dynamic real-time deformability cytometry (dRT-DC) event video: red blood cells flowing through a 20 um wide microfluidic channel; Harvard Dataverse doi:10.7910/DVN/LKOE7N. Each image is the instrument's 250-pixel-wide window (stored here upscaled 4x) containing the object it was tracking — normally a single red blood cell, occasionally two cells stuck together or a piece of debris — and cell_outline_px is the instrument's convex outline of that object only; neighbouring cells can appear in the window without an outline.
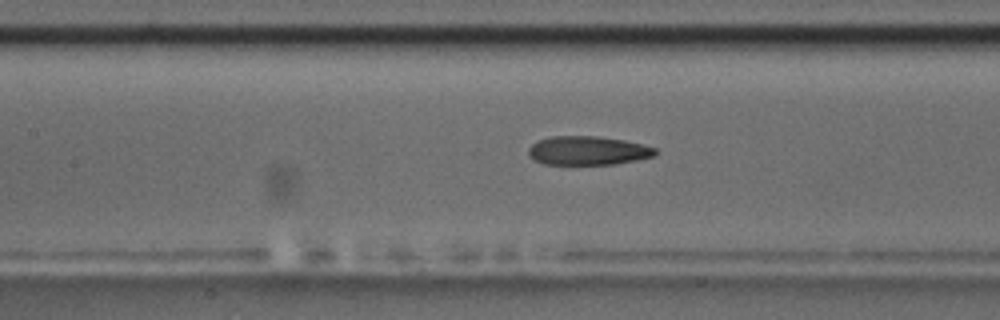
{"species": "common noctule bat (a hibernating species)", "species_latin": "Nyctalus noctula", "temperature_condition": "room temperature", "stored_images_in_passage": 35, "camera_frame_rate_fps": 3000, "um_per_image_px": 0.085, "animal": {"sex": "male", "body_mass_g": 17.5, "forearm_length_mm": 52.3}, "frame": {"image": 1, "passage_image": 11, "time_ms": 3.333, "image_size_px": [1000, 320], "cell_outline_px": [[656, 152], [652, 156], [636, 160], [616, 164], [544, 164], [528, 156], [528, 148], [536, 140], [552, 136], [596, 136], [624, 140], [656, 148]], "centroid_in_image_um": [49.91, 12.8], "position_along_channel_um": 157.5, "area_um2": 21.21}, "authors_computed_cell_mechanics": {"area_um2": 22.1374, "velocity_mm_per_s": 3.6235, "shape_relaxation_time_tau1_ms": null, "shape_relaxation_time_tau2_ms": 4.0078, "deformation_change_tau1": null, "deformation_change_tau2": 0.1329}}